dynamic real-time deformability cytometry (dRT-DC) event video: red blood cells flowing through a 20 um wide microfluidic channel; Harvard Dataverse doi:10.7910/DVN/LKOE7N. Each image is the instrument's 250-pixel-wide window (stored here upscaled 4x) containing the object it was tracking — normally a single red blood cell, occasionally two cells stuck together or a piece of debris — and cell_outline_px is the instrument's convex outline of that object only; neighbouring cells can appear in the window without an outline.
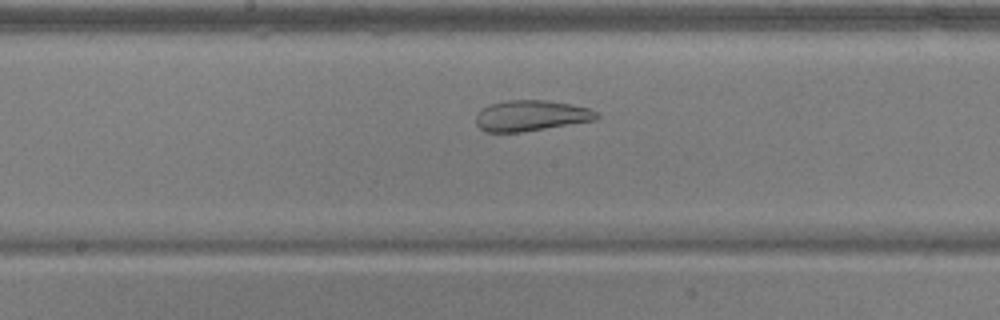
{"species": "common noctule bat (a hibernating species)", "species_latin": "Nyctalus noctula", "temperature_condition": "warm", "stored_images_in_passage": 48, "camera_frame_rate_fps": 3000, "um_per_image_px": 0.085, "animal": {"sex": "male", "body_mass_g": 17.9, "forearm_length_mm": 54.2}, "frame": {"image": 1, "passage_image": 25, "time_ms": 8.0, "image_size_px": [1000, 320], "cell_outline_px": [[600, 116], [596, 120], [524, 132], [484, 132], [476, 124], [476, 116], [480, 108], [488, 104], [508, 100], [544, 100], [572, 104], [588, 108], [596, 112]], "centroid_in_image_um": [45.11, 9.83], "position_along_channel_um": 203.1, "area_um2": 21.85}}
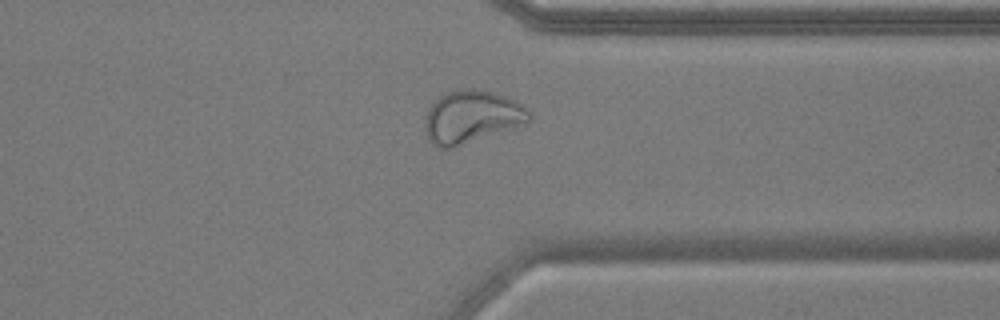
{"frame": {"image": 2, "passage_image": 38, "time_ms": 12.333, "image_size_px": [1000, 320], "cell_outline_px": [[532, 120], [452, 148], [440, 148], [432, 144], [428, 140], [424, 128], [424, 116], [428, 108], [440, 96], [448, 92], [464, 88], [472, 88], [492, 92], [516, 100], [532, 116]], "centroid_in_image_um": [40.02, 9.92], "position_along_channel_um": 371.4, "area_um2": 31.56}}
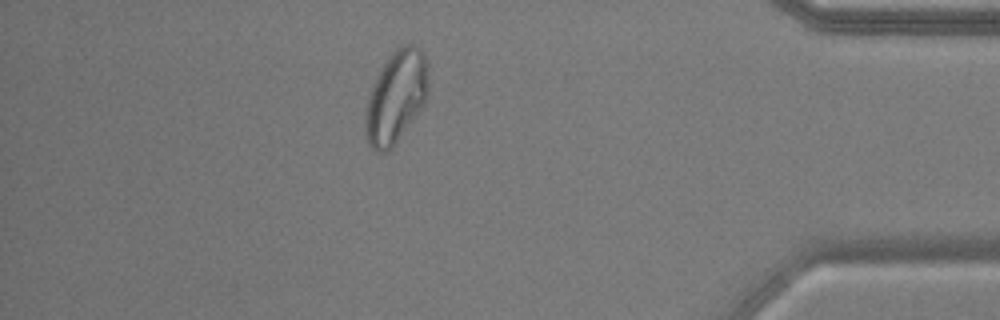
{"frame": {"image": 3, "passage_image": 43, "time_ms": 14.0, "image_size_px": [1000, 320], "cell_outline_px": [[428, 92], [424, 104], [392, 148], [384, 152], [376, 152], [368, 144], [364, 128], [364, 108], [368, 92], [384, 64], [392, 52], [400, 44], [412, 44], [420, 48], [428, 64]], "centroid_in_image_um": [33.64, 8.24], "position_along_channel_um": 401.6, "area_um2": 34.16}}